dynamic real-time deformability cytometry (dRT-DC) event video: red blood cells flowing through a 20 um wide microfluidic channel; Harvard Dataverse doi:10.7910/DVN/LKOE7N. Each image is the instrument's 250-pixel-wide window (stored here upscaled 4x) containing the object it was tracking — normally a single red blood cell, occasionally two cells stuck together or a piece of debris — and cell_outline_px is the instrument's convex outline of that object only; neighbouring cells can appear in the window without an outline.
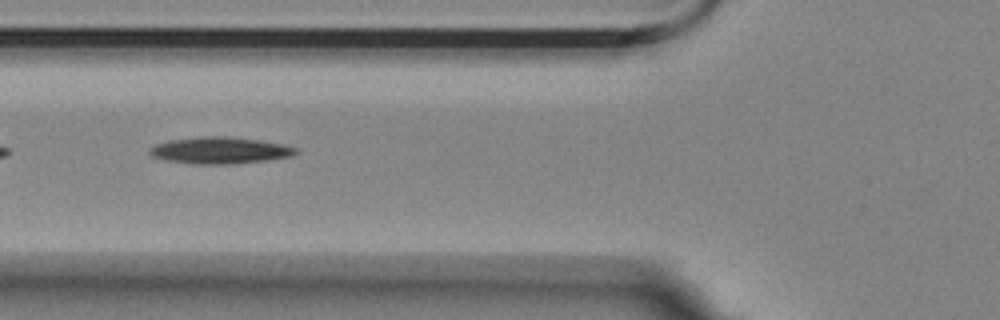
{"species": "Egyptian fruit bat (a non-hibernating species)", "species_latin": "Rousettus aegyptiacus", "temperature_condition": "room temperature", "stored_images_in_passage": 17, "camera_frame_rate_fps": 3000, "um_per_image_px": 0.085, "animal": {"sex": "female"}, "frame": {"image": 1, "passage_image": 6, "time_ms": 1.667, "image_size_px": [1000, 320], "cell_outline_px": [[296, 152], [292, 156], [268, 160], [232, 164], [192, 164], [168, 160], [152, 156], [148, 152], [148, 148], [156, 144], [168, 140], [204, 136], [224, 136], [260, 140], [284, 144], [296, 148]], "centroid_in_image_um": [18.68, 12.78], "position_along_channel_um": 107.1, "area_um2": 22.72}}